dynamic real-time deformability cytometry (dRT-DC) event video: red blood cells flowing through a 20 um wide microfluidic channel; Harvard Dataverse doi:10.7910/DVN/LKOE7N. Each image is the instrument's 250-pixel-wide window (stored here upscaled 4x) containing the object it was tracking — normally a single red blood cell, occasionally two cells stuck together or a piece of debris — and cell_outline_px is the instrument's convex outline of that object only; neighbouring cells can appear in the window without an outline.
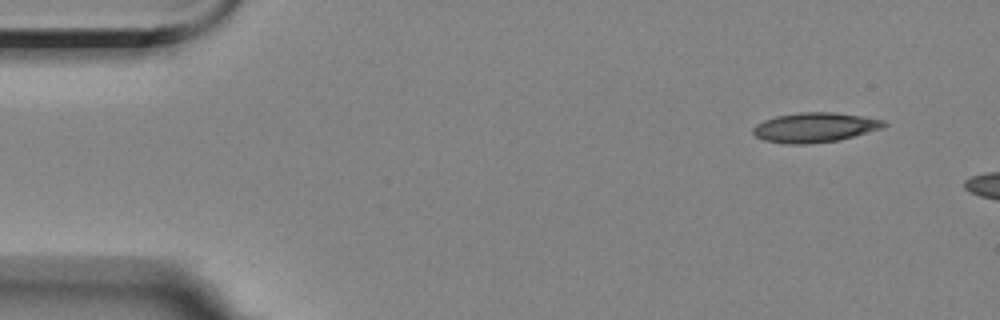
{"species": "Egyptian fruit bat (a non-hibernating species)", "species_latin": "Rousettus aegyptiacus", "temperature_condition": "room temperature", "stored_images_in_passage": 3, "camera_frame_rate_fps": 3000, "um_per_image_px": 0.085, "animal": {"sex": "female"}, "frame": {"image": 1, "passage_image": 1, "time_ms": 0.0, "image_size_px": [1000, 320], "cell_outline_px": [[888, 124], [884, 128], [836, 140], [808, 144], [784, 144], [764, 140], [756, 136], [752, 132], [752, 128], [756, 124], [764, 120], [776, 116], [800, 112], [832, 112], [860, 116], [884, 120]], "centroid_in_image_um": [69.23, 10.83], "position_along_channel_um": 15.8, "area_um2": 22.54}}